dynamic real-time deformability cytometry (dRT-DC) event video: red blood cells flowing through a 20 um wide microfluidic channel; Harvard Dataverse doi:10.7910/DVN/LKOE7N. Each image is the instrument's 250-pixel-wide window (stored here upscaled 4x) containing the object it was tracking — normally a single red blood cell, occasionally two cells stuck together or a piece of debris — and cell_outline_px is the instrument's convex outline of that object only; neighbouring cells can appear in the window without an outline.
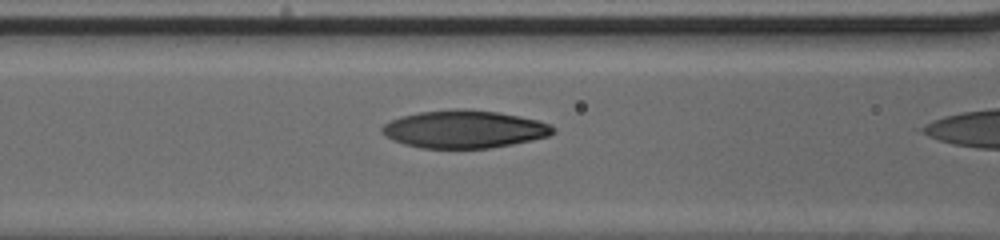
{"species": "human", "species_latin": "Homo sapiens", "temperature_condition": "cold", "stored_images_in_passage": 21, "camera_frame_rate_fps": 3000, "um_per_image_px": 0.085, "donor": {"sex": "male"}, "frame": {"image": 1, "passage_image": 20, "time_ms": 6.333, "image_size_px": [1000, 240], "cell_outline_px": [[556, 132], [548, 136], [532, 140], [512, 144], [488, 148], [420, 148], [404, 144], [392, 140], [384, 136], [380, 132], [380, 128], [384, 124], [400, 116], [420, 112], [452, 108], [460, 108], [500, 112], [520, 116], [536, 120], [548, 124], [556, 128]], "centroid_in_image_um": [39.43, 10.97], "position_along_channel_um": 127.2, "area_um2": 37.86}}